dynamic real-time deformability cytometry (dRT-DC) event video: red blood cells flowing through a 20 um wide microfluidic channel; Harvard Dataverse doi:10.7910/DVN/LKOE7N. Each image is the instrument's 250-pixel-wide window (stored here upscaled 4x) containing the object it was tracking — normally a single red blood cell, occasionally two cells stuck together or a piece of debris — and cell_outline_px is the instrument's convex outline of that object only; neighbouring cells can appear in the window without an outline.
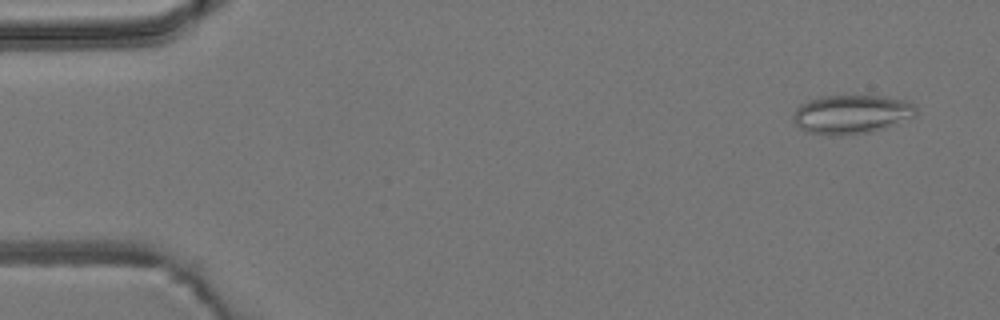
{"species": "common noctule bat (a hibernating species)", "species_latin": "Nyctalus noctula", "temperature_condition": "room temperature", "stored_images_in_passage": 6, "camera_frame_rate_fps": 3000, "um_per_image_px": 0.085, "animal": {"sex": "male", "body_mass_g": 19.2, "forearm_length_mm": 51.8}, "frame": {"image": 1, "passage_image": 1, "time_ms": 0.0, "image_size_px": [1000, 320], "cell_outline_px": [[916, 116], [896, 124], [872, 132], [840, 136], [832, 136], [804, 132], [792, 120], [792, 116], [796, 108], [800, 104], [808, 100], [820, 96], [884, 96], [904, 100], [916, 104]], "centroid_in_image_um": [72.36, 9.73], "position_along_channel_um": 12.6, "area_um2": 28.32}}